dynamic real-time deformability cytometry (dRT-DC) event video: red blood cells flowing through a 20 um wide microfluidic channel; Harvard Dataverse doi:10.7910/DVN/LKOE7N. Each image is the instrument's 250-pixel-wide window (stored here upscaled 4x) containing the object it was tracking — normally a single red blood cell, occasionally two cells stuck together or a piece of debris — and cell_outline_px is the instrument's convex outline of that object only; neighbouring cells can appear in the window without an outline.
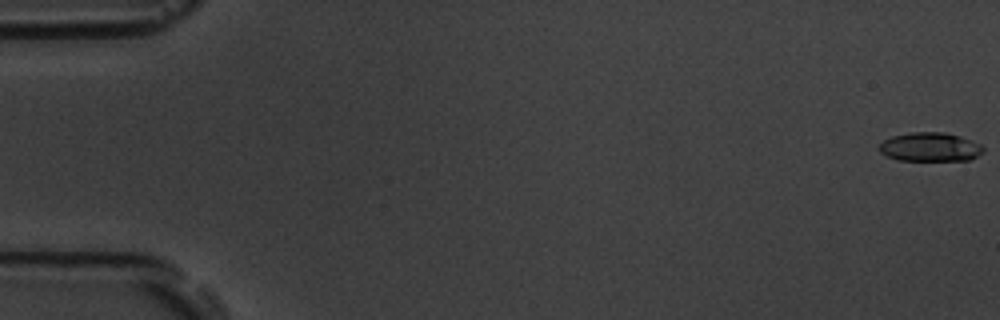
{"species": "common noctule bat (a hibernating species)", "species_latin": "Nyctalus noctula", "temperature_condition": "room temperature", "stored_images_in_passage": 52, "camera_frame_rate_fps": 3000, "um_per_image_px": 0.085, "animal": {"sex": "male", "body_mass_g": 19.5, "forearm_length_mm": 54.6}, "frame": {"image": 1, "passage_image": 1, "time_ms": 0.0, "image_size_px": [1000, 320], "cell_outline_px": [[984, 152], [968, 160], [896, 160], [880, 152], [880, 144], [884, 140], [892, 136], [912, 132], [944, 132], [960, 136], [980, 144], [984, 148]], "centroid_in_image_um": [79.06, 12.49], "position_along_channel_um": 5.9, "area_um2": 17.4}}
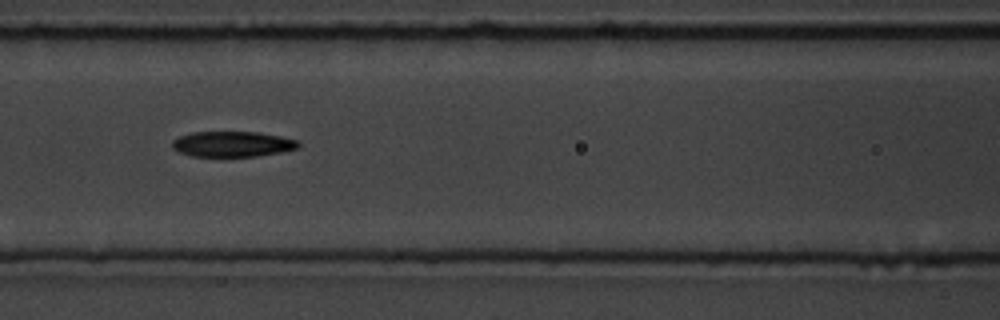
{"frame": {"image": 2, "passage_image": 25, "time_ms": 8.0, "image_size_px": [1000, 320], "cell_outline_px": [[300, 148], [280, 152], [256, 156], [192, 156], [176, 152], [172, 148], [172, 140], [180, 136], [192, 132], [256, 132], [280, 136], [300, 140]], "centroid_in_image_um": [19.76, 12.24], "position_along_channel_um": 146.8, "area_um2": 18.84}}
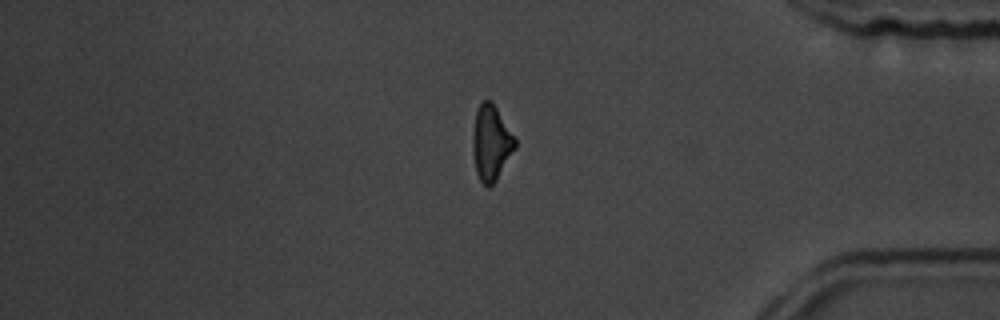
{"frame": {"image": 3, "passage_image": 47, "time_ms": 15.333, "image_size_px": [1000, 320], "cell_outline_px": [[516, 148], [496, 180], [488, 188], [480, 180], [476, 172], [472, 152], [472, 132], [476, 112], [480, 104], [484, 100], [492, 100], [516, 140]], "centroid_in_image_um": [41.73, 12.14], "position_along_channel_um": 393.5, "area_um2": 18.55}}